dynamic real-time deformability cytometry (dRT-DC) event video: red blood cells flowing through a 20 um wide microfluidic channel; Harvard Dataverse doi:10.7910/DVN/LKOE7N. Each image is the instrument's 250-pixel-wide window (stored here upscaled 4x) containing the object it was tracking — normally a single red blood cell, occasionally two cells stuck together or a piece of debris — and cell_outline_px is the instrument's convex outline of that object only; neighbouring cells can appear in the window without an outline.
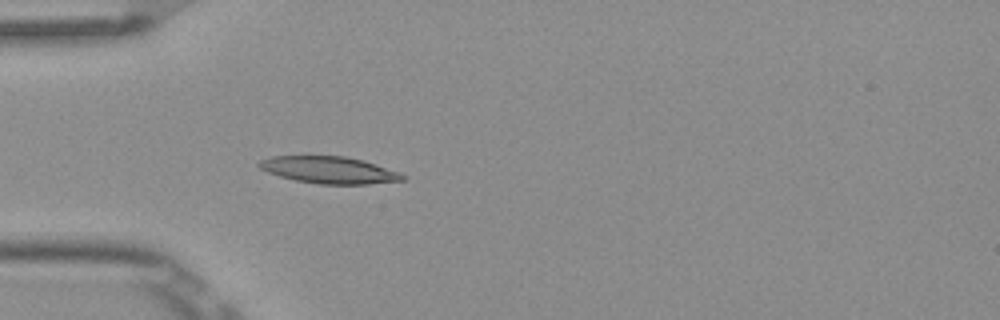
{"species": "Egyptian fruit bat (a non-hibernating species)", "species_latin": "Rousettus aegyptiacus", "temperature_condition": "room temperature", "stored_images_in_passage": 5, "camera_frame_rate_fps": 3000, "um_per_image_px": 0.085, "frame": {"image": 1, "passage_image": 5, "time_ms": 1.333, "image_size_px": [1000, 320], "cell_outline_px": [[408, 180], [368, 184], [320, 184], [296, 180], [280, 176], [268, 172], [260, 168], [256, 164], [260, 160], [272, 156], [344, 156], [364, 160], [400, 172], [408, 176]], "centroid_in_image_um": [28.04, 14.45], "position_along_channel_um": 57.0, "area_um2": 22.66}}